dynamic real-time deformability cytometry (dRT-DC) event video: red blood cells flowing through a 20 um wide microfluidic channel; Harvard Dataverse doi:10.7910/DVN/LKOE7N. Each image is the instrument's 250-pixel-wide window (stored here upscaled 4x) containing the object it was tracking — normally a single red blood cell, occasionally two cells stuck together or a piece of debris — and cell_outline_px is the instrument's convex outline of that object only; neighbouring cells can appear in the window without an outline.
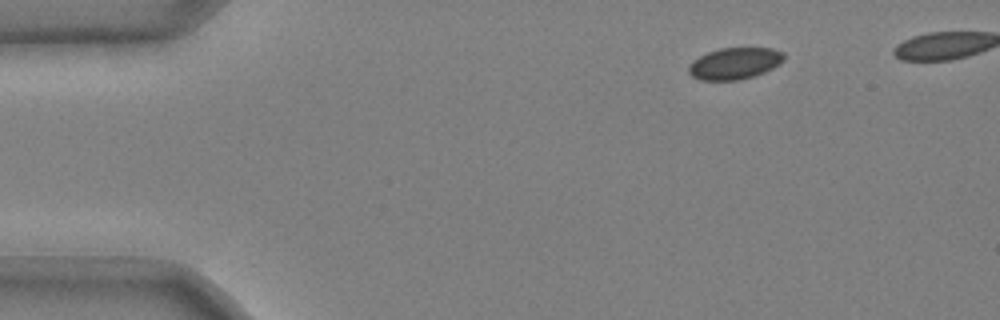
{"species": "common noctule bat (a hibernating species)", "species_latin": "Nyctalus noctula", "temperature_condition": "cold", "stored_images_in_passage": 42, "camera_frame_rate_fps": 3000, "um_per_image_px": 0.085, "animal": {"sex": "male", "body_mass_g": 20.4}, "frame": {"image": 1, "passage_image": 1, "time_ms": 0.0, "image_size_px": [1000, 320], "cell_outline_px": [[784, 60], [780, 64], [764, 72], [740, 80], [700, 80], [692, 76], [688, 72], [688, 64], [692, 60], [708, 52], [720, 48], [772, 48], [784, 52]], "centroid_in_image_um": [62.43, 5.39], "position_along_channel_um": 22.6, "area_um2": 17.63}}
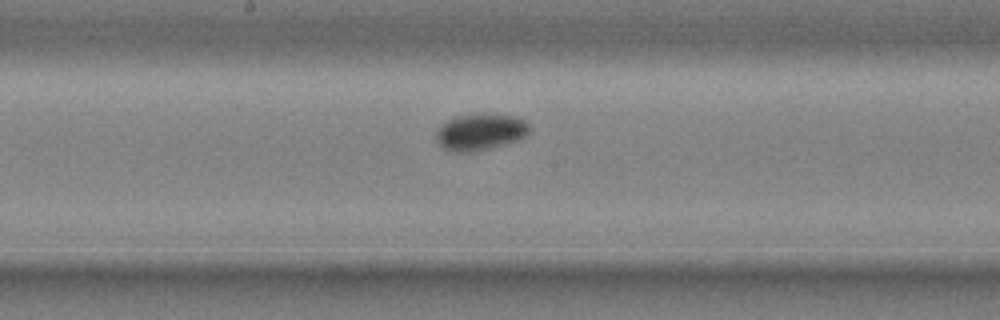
{"frame": {"image": 2, "passage_image": 22, "time_ms": 7.0, "image_size_px": [1000, 320], "cell_outline_px": [[532, 132], [528, 136], [520, 140], [472, 152], [452, 152], [436, 144], [436, 128], [448, 120], [456, 116], [480, 112], [512, 116], [524, 120], [532, 128]], "centroid_in_image_um": [40.84, 11.2], "position_along_channel_um": 207.4, "area_um2": 20.46}}
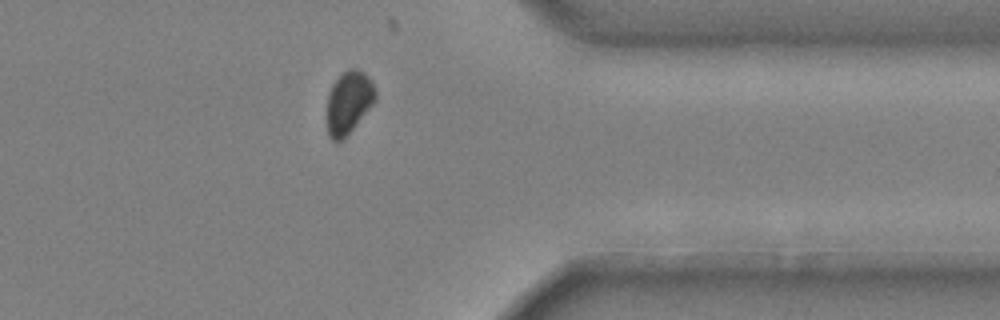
{"frame": {"image": 3, "passage_image": 37, "time_ms": 12.0, "image_size_px": [1000, 320], "cell_outline_px": [[376, 100], [344, 140], [332, 140], [328, 136], [328, 92], [332, 84], [348, 68], [352, 68], [364, 72], [372, 80], [376, 92]], "centroid_in_image_um": [29.66, 8.7], "position_along_channel_um": 381.7, "area_um2": 17.63}}